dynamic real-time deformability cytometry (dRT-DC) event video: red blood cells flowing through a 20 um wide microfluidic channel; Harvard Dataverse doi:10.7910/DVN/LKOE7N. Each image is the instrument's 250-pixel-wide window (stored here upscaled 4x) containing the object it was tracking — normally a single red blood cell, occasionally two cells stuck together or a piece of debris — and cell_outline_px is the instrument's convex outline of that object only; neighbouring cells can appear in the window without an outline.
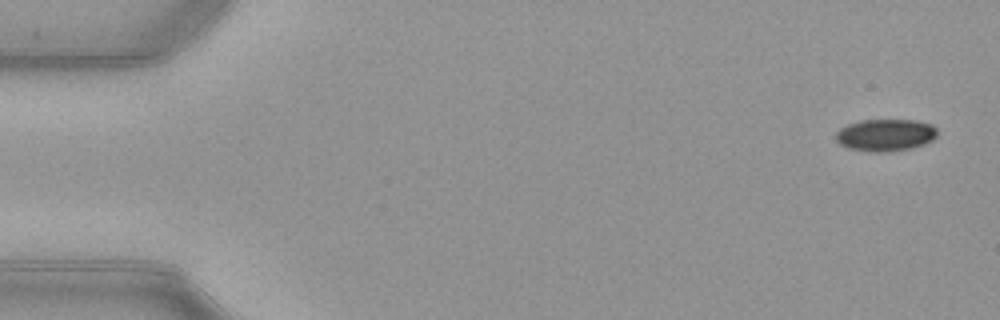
{"species": "common noctule bat (a hibernating species)", "species_latin": "Nyctalus noctula", "temperature_condition": "warm", "stored_images_in_passage": 52, "camera_frame_rate_fps": 3000, "um_per_image_px": 0.085, "animal": {"sex": "female", "body_mass_g": 21.9}, "frame": {"image": 1, "passage_image": 2, "time_ms": 0.333, "image_size_px": [1000, 320], "cell_outline_px": [[936, 136], [932, 140], [924, 144], [912, 148], [888, 152], [872, 152], [848, 148], [840, 144], [836, 140], [836, 132], [840, 128], [848, 124], [860, 120], [916, 120], [932, 124], [936, 128]], "centroid_in_image_um": [75.26, 11.48], "position_along_channel_um": 9.7, "area_um2": 19.07}}
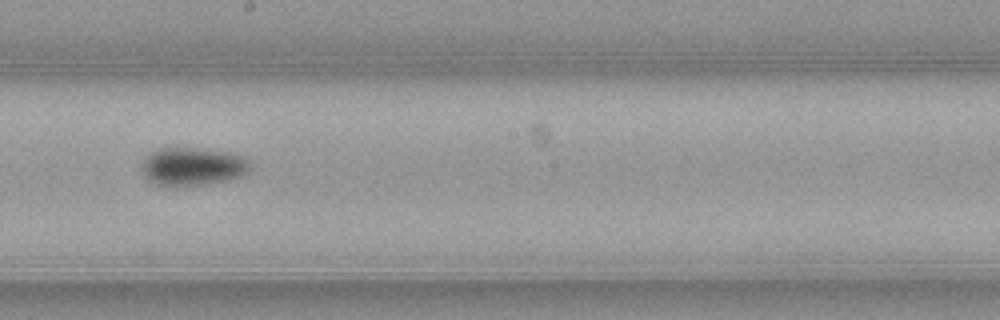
{"frame": {"image": 2, "passage_image": 29, "time_ms": 9.333, "image_size_px": [1000, 320], "cell_outline_px": [[252, 168], [244, 176], [188, 188], [176, 188], [156, 184], [148, 180], [140, 172], [140, 168], [144, 160], [152, 152], [160, 148], [192, 148], [232, 152], [248, 160]], "centroid_in_image_um": [16.36, 14.19], "position_along_channel_um": 231.8, "area_um2": 24.68}}
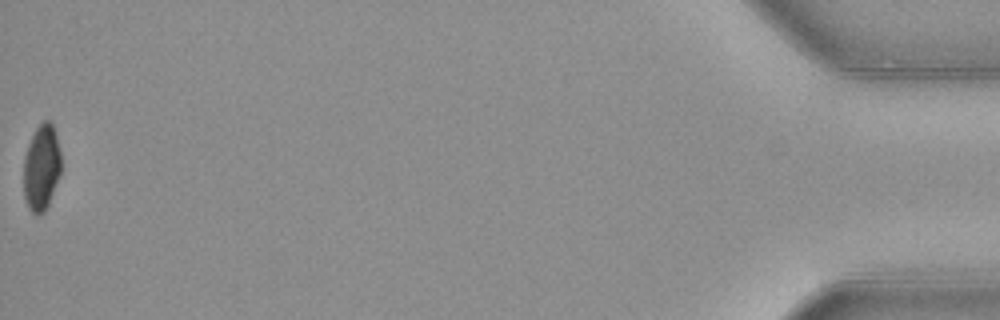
{"frame": {"image": 3, "passage_image": 52, "time_ms": 17.0, "image_size_px": [1000, 320], "cell_outline_px": [[60, 176], [48, 204], [44, 212], [40, 216], [36, 216], [28, 208], [24, 196], [24, 156], [28, 144], [36, 128], [44, 120], [52, 120], [56, 132], [60, 152]], "centroid_in_image_um": [3.53, 14.24], "position_along_channel_um": 431.7, "area_um2": 18.96}}